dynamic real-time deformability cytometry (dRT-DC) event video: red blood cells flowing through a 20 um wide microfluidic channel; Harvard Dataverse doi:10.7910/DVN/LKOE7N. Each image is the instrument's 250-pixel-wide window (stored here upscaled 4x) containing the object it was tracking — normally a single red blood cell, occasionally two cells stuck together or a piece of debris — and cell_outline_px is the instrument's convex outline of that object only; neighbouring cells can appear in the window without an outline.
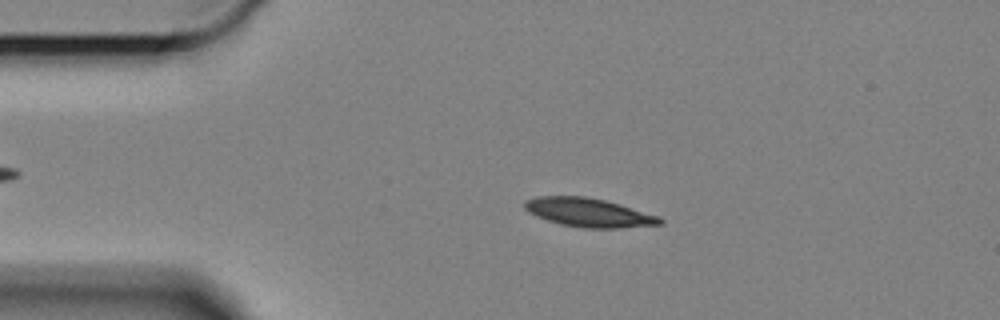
{"species": "Egyptian fruit bat (a non-hibernating species)", "species_latin": "Rousettus aegyptiacus", "temperature_condition": "cold", "stored_images_in_passage": 12, "camera_frame_rate_fps": 3000, "um_per_image_px": 0.085, "animal": {"sex": "female"}, "frame": {"image": 1, "passage_image": 8, "time_ms": 2.333, "image_size_px": [1000, 320], "cell_outline_px": [[664, 224], [620, 228], [584, 228], [560, 224], [536, 216], [528, 212], [524, 208], [524, 200], [540, 196], [584, 196], [604, 200], [620, 204], [660, 216], [664, 220]], "centroid_in_image_um": [50.06, 18.07], "position_along_channel_um": 34.9, "area_um2": 22.77}}